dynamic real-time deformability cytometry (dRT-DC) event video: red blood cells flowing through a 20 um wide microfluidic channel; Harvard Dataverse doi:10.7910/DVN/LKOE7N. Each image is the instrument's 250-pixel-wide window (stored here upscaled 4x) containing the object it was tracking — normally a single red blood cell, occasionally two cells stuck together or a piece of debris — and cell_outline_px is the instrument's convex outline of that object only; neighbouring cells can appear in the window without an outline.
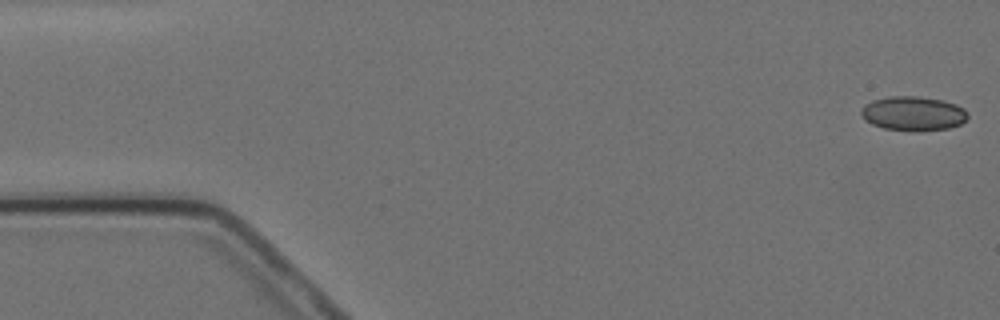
{"species": "Egyptian fruit bat (a non-hibernating species)", "species_latin": "Rousettus aegyptiacus", "temperature_condition": "cold", "stored_images_in_passage": 5, "camera_frame_rate_fps": 3000, "um_per_image_px": 0.085, "animal": {"sex": "female"}, "frame": {"image": 1, "passage_image": 1, "time_ms": 0.0, "image_size_px": [1000, 320], "cell_outline_px": [[968, 116], [960, 124], [948, 128], [920, 132], [912, 132], [884, 128], [872, 124], [864, 120], [860, 116], [860, 108], [864, 104], [872, 100], [888, 96], [916, 96], [944, 100], [956, 104], [964, 108], [968, 112]], "centroid_in_image_um": [77.59, 9.65], "position_along_channel_um": 7.4, "area_um2": 21.79}}
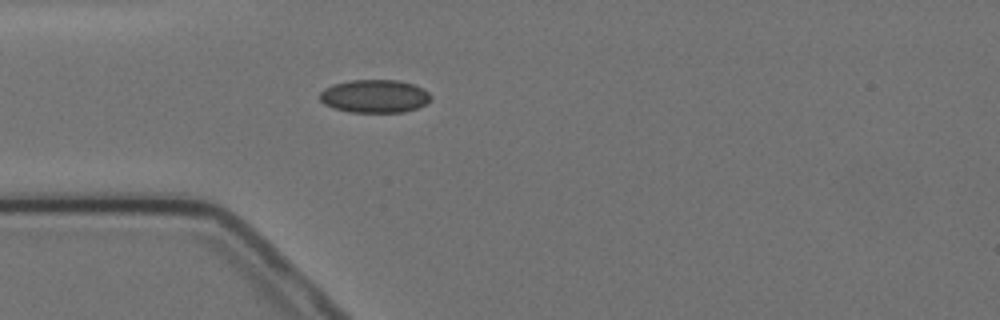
{"frame": {"image": 2, "passage_image": 5, "time_ms": 4.667, "image_size_px": [1000, 320], "cell_outline_px": [[432, 96], [424, 104], [416, 108], [404, 112], [348, 112], [332, 108], [324, 104], [320, 100], [320, 92], [324, 88], [332, 84], [352, 80], [400, 80], [424, 88]], "centroid_in_image_um": [31.81, 8.17], "position_along_channel_um": 53.2, "area_um2": 21.5}}